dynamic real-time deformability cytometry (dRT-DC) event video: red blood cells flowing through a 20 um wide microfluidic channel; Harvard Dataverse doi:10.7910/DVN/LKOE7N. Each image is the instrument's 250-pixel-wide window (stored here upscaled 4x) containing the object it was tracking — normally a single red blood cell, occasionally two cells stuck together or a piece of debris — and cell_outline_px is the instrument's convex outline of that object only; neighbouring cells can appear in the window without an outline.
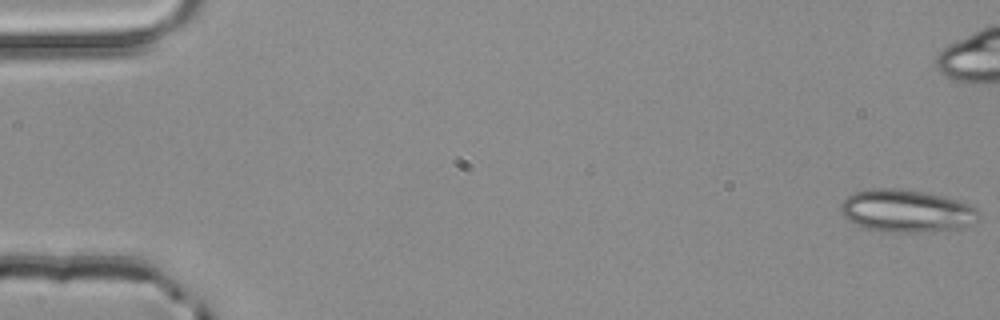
{"species": "common noctule bat (a hibernating species)", "species_latin": "Nyctalus noctula", "temperature_condition": "room temperature", "stored_images_in_passage": 4, "camera_frame_rate_fps": 3000, "um_per_image_px": 0.085, "animal": {"sex": "male", "body_mass_g": 20.4}, "frame": {"image": 1, "passage_image": 1, "time_ms": 0.0, "image_size_px": [1000, 320], "cell_outline_px": [[980, 216], [972, 224], [964, 228], [932, 232], [884, 232], [864, 228], [848, 220], [840, 212], [840, 204], [848, 196], [856, 192], [868, 188], [900, 188], [924, 192], [944, 196], [960, 200], [972, 204], [980, 212]], "centroid_in_image_um": [77.09, 17.93], "position_along_channel_um": 7.9, "area_um2": 34.91}}